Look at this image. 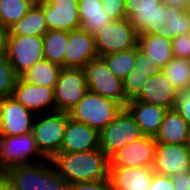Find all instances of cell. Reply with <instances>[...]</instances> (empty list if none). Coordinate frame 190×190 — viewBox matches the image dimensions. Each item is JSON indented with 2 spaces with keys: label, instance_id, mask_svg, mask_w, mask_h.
<instances>
[{
  "label": "cell",
  "instance_id": "1",
  "mask_svg": "<svg viewBox=\"0 0 190 190\" xmlns=\"http://www.w3.org/2000/svg\"><path fill=\"white\" fill-rule=\"evenodd\" d=\"M55 169L68 183L109 179V157L101 150L59 153L52 160Z\"/></svg>",
  "mask_w": 190,
  "mask_h": 190
},
{
  "label": "cell",
  "instance_id": "2",
  "mask_svg": "<svg viewBox=\"0 0 190 190\" xmlns=\"http://www.w3.org/2000/svg\"><path fill=\"white\" fill-rule=\"evenodd\" d=\"M123 108L124 106L117 101L88 91L68 115L71 119L84 123L100 133Z\"/></svg>",
  "mask_w": 190,
  "mask_h": 190
},
{
  "label": "cell",
  "instance_id": "3",
  "mask_svg": "<svg viewBox=\"0 0 190 190\" xmlns=\"http://www.w3.org/2000/svg\"><path fill=\"white\" fill-rule=\"evenodd\" d=\"M68 118V113L61 111L36 114L32 134L40 153L46 159L52 160L60 153Z\"/></svg>",
  "mask_w": 190,
  "mask_h": 190
},
{
  "label": "cell",
  "instance_id": "4",
  "mask_svg": "<svg viewBox=\"0 0 190 190\" xmlns=\"http://www.w3.org/2000/svg\"><path fill=\"white\" fill-rule=\"evenodd\" d=\"M81 69L89 91L126 106L128 100L123 93L122 80L109 70L101 57L92 59Z\"/></svg>",
  "mask_w": 190,
  "mask_h": 190
},
{
  "label": "cell",
  "instance_id": "5",
  "mask_svg": "<svg viewBox=\"0 0 190 190\" xmlns=\"http://www.w3.org/2000/svg\"><path fill=\"white\" fill-rule=\"evenodd\" d=\"M138 35L128 18L110 22L94 34L98 57L136 47Z\"/></svg>",
  "mask_w": 190,
  "mask_h": 190
},
{
  "label": "cell",
  "instance_id": "6",
  "mask_svg": "<svg viewBox=\"0 0 190 190\" xmlns=\"http://www.w3.org/2000/svg\"><path fill=\"white\" fill-rule=\"evenodd\" d=\"M99 148L108 157L118 149L143 136L134 117L124 107L117 117L99 133Z\"/></svg>",
  "mask_w": 190,
  "mask_h": 190
},
{
  "label": "cell",
  "instance_id": "7",
  "mask_svg": "<svg viewBox=\"0 0 190 190\" xmlns=\"http://www.w3.org/2000/svg\"><path fill=\"white\" fill-rule=\"evenodd\" d=\"M43 160L46 158L40 153L32 133L0 137V173L13 166Z\"/></svg>",
  "mask_w": 190,
  "mask_h": 190
},
{
  "label": "cell",
  "instance_id": "8",
  "mask_svg": "<svg viewBox=\"0 0 190 190\" xmlns=\"http://www.w3.org/2000/svg\"><path fill=\"white\" fill-rule=\"evenodd\" d=\"M42 36L8 35L5 56L20 77L44 59Z\"/></svg>",
  "mask_w": 190,
  "mask_h": 190
},
{
  "label": "cell",
  "instance_id": "9",
  "mask_svg": "<svg viewBox=\"0 0 190 190\" xmlns=\"http://www.w3.org/2000/svg\"><path fill=\"white\" fill-rule=\"evenodd\" d=\"M54 91L55 111L68 113L89 91L82 69L62 67Z\"/></svg>",
  "mask_w": 190,
  "mask_h": 190
},
{
  "label": "cell",
  "instance_id": "10",
  "mask_svg": "<svg viewBox=\"0 0 190 190\" xmlns=\"http://www.w3.org/2000/svg\"><path fill=\"white\" fill-rule=\"evenodd\" d=\"M35 116L12 96L0 99V137L32 133Z\"/></svg>",
  "mask_w": 190,
  "mask_h": 190
},
{
  "label": "cell",
  "instance_id": "11",
  "mask_svg": "<svg viewBox=\"0 0 190 190\" xmlns=\"http://www.w3.org/2000/svg\"><path fill=\"white\" fill-rule=\"evenodd\" d=\"M153 136L143 135L109 157L110 167L152 166L156 149Z\"/></svg>",
  "mask_w": 190,
  "mask_h": 190
},
{
  "label": "cell",
  "instance_id": "12",
  "mask_svg": "<svg viewBox=\"0 0 190 190\" xmlns=\"http://www.w3.org/2000/svg\"><path fill=\"white\" fill-rule=\"evenodd\" d=\"M155 173L174 176L190 171V153L185 144L156 142L154 162Z\"/></svg>",
  "mask_w": 190,
  "mask_h": 190
},
{
  "label": "cell",
  "instance_id": "13",
  "mask_svg": "<svg viewBox=\"0 0 190 190\" xmlns=\"http://www.w3.org/2000/svg\"><path fill=\"white\" fill-rule=\"evenodd\" d=\"M12 97L35 114L55 111V91L51 87L28 83L19 77Z\"/></svg>",
  "mask_w": 190,
  "mask_h": 190
},
{
  "label": "cell",
  "instance_id": "14",
  "mask_svg": "<svg viewBox=\"0 0 190 190\" xmlns=\"http://www.w3.org/2000/svg\"><path fill=\"white\" fill-rule=\"evenodd\" d=\"M39 5L44 10L48 30L69 32L80 28L77 0H43Z\"/></svg>",
  "mask_w": 190,
  "mask_h": 190
},
{
  "label": "cell",
  "instance_id": "15",
  "mask_svg": "<svg viewBox=\"0 0 190 190\" xmlns=\"http://www.w3.org/2000/svg\"><path fill=\"white\" fill-rule=\"evenodd\" d=\"M99 132L88 125L67 119L60 153L85 152L99 149Z\"/></svg>",
  "mask_w": 190,
  "mask_h": 190
},
{
  "label": "cell",
  "instance_id": "16",
  "mask_svg": "<svg viewBox=\"0 0 190 190\" xmlns=\"http://www.w3.org/2000/svg\"><path fill=\"white\" fill-rule=\"evenodd\" d=\"M178 91L160 70L152 74L143 86L141 92L134 98L166 109H174Z\"/></svg>",
  "mask_w": 190,
  "mask_h": 190
},
{
  "label": "cell",
  "instance_id": "17",
  "mask_svg": "<svg viewBox=\"0 0 190 190\" xmlns=\"http://www.w3.org/2000/svg\"><path fill=\"white\" fill-rule=\"evenodd\" d=\"M97 57L94 35L81 28L69 31L65 52V67L82 68Z\"/></svg>",
  "mask_w": 190,
  "mask_h": 190
},
{
  "label": "cell",
  "instance_id": "18",
  "mask_svg": "<svg viewBox=\"0 0 190 190\" xmlns=\"http://www.w3.org/2000/svg\"><path fill=\"white\" fill-rule=\"evenodd\" d=\"M152 166L110 167L112 190H149L154 175Z\"/></svg>",
  "mask_w": 190,
  "mask_h": 190
},
{
  "label": "cell",
  "instance_id": "19",
  "mask_svg": "<svg viewBox=\"0 0 190 190\" xmlns=\"http://www.w3.org/2000/svg\"><path fill=\"white\" fill-rule=\"evenodd\" d=\"M125 16L139 34H155V17L162 0H124Z\"/></svg>",
  "mask_w": 190,
  "mask_h": 190
},
{
  "label": "cell",
  "instance_id": "20",
  "mask_svg": "<svg viewBox=\"0 0 190 190\" xmlns=\"http://www.w3.org/2000/svg\"><path fill=\"white\" fill-rule=\"evenodd\" d=\"M190 13L178 8L164 5L158 9L155 17V34L172 40L174 37L188 34Z\"/></svg>",
  "mask_w": 190,
  "mask_h": 190
},
{
  "label": "cell",
  "instance_id": "21",
  "mask_svg": "<svg viewBox=\"0 0 190 190\" xmlns=\"http://www.w3.org/2000/svg\"><path fill=\"white\" fill-rule=\"evenodd\" d=\"M125 108L134 117L142 134L153 137L159 132L164 116L168 111L164 107L134 99L129 100Z\"/></svg>",
  "mask_w": 190,
  "mask_h": 190
},
{
  "label": "cell",
  "instance_id": "22",
  "mask_svg": "<svg viewBox=\"0 0 190 190\" xmlns=\"http://www.w3.org/2000/svg\"><path fill=\"white\" fill-rule=\"evenodd\" d=\"M4 174L16 190H43V161L13 166Z\"/></svg>",
  "mask_w": 190,
  "mask_h": 190
},
{
  "label": "cell",
  "instance_id": "23",
  "mask_svg": "<svg viewBox=\"0 0 190 190\" xmlns=\"http://www.w3.org/2000/svg\"><path fill=\"white\" fill-rule=\"evenodd\" d=\"M137 46L141 52L150 56L154 67L159 70L173 59L171 40L159 34H139Z\"/></svg>",
  "mask_w": 190,
  "mask_h": 190
},
{
  "label": "cell",
  "instance_id": "24",
  "mask_svg": "<svg viewBox=\"0 0 190 190\" xmlns=\"http://www.w3.org/2000/svg\"><path fill=\"white\" fill-rule=\"evenodd\" d=\"M189 126L175 109H169L162 121L155 140L166 144H185Z\"/></svg>",
  "mask_w": 190,
  "mask_h": 190
},
{
  "label": "cell",
  "instance_id": "25",
  "mask_svg": "<svg viewBox=\"0 0 190 190\" xmlns=\"http://www.w3.org/2000/svg\"><path fill=\"white\" fill-rule=\"evenodd\" d=\"M77 8L81 23L80 28L91 35H94L99 29L113 21L103 11L102 0L78 1Z\"/></svg>",
  "mask_w": 190,
  "mask_h": 190
},
{
  "label": "cell",
  "instance_id": "26",
  "mask_svg": "<svg viewBox=\"0 0 190 190\" xmlns=\"http://www.w3.org/2000/svg\"><path fill=\"white\" fill-rule=\"evenodd\" d=\"M48 31L43 8L33 5L28 13L9 28L8 35L43 36Z\"/></svg>",
  "mask_w": 190,
  "mask_h": 190
},
{
  "label": "cell",
  "instance_id": "27",
  "mask_svg": "<svg viewBox=\"0 0 190 190\" xmlns=\"http://www.w3.org/2000/svg\"><path fill=\"white\" fill-rule=\"evenodd\" d=\"M42 37L44 59L61 67H65V52L69 39V32L48 30Z\"/></svg>",
  "mask_w": 190,
  "mask_h": 190
},
{
  "label": "cell",
  "instance_id": "28",
  "mask_svg": "<svg viewBox=\"0 0 190 190\" xmlns=\"http://www.w3.org/2000/svg\"><path fill=\"white\" fill-rule=\"evenodd\" d=\"M61 68L55 63L42 59L22 74L20 78L28 83L55 88Z\"/></svg>",
  "mask_w": 190,
  "mask_h": 190
},
{
  "label": "cell",
  "instance_id": "29",
  "mask_svg": "<svg viewBox=\"0 0 190 190\" xmlns=\"http://www.w3.org/2000/svg\"><path fill=\"white\" fill-rule=\"evenodd\" d=\"M137 56V46L120 52L109 53L101 56L109 70L120 80L134 69Z\"/></svg>",
  "mask_w": 190,
  "mask_h": 190
},
{
  "label": "cell",
  "instance_id": "30",
  "mask_svg": "<svg viewBox=\"0 0 190 190\" xmlns=\"http://www.w3.org/2000/svg\"><path fill=\"white\" fill-rule=\"evenodd\" d=\"M161 71L177 91L188 88L190 60L173 57Z\"/></svg>",
  "mask_w": 190,
  "mask_h": 190
},
{
  "label": "cell",
  "instance_id": "31",
  "mask_svg": "<svg viewBox=\"0 0 190 190\" xmlns=\"http://www.w3.org/2000/svg\"><path fill=\"white\" fill-rule=\"evenodd\" d=\"M32 6L26 0H0V25L9 29L24 17Z\"/></svg>",
  "mask_w": 190,
  "mask_h": 190
},
{
  "label": "cell",
  "instance_id": "32",
  "mask_svg": "<svg viewBox=\"0 0 190 190\" xmlns=\"http://www.w3.org/2000/svg\"><path fill=\"white\" fill-rule=\"evenodd\" d=\"M19 76L7 57L0 56V99L12 96Z\"/></svg>",
  "mask_w": 190,
  "mask_h": 190
},
{
  "label": "cell",
  "instance_id": "33",
  "mask_svg": "<svg viewBox=\"0 0 190 190\" xmlns=\"http://www.w3.org/2000/svg\"><path fill=\"white\" fill-rule=\"evenodd\" d=\"M69 185L51 160H43V190H69Z\"/></svg>",
  "mask_w": 190,
  "mask_h": 190
},
{
  "label": "cell",
  "instance_id": "34",
  "mask_svg": "<svg viewBox=\"0 0 190 190\" xmlns=\"http://www.w3.org/2000/svg\"><path fill=\"white\" fill-rule=\"evenodd\" d=\"M154 73H141L130 71L122 80L123 93L129 101L134 99L142 90L149 77Z\"/></svg>",
  "mask_w": 190,
  "mask_h": 190
},
{
  "label": "cell",
  "instance_id": "35",
  "mask_svg": "<svg viewBox=\"0 0 190 190\" xmlns=\"http://www.w3.org/2000/svg\"><path fill=\"white\" fill-rule=\"evenodd\" d=\"M173 57L190 60V37L182 34L171 40Z\"/></svg>",
  "mask_w": 190,
  "mask_h": 190
},
{
  "label": "cell",
  "instance_id": "36",
  "mask_svg": "<svg viewBox=\"0 0 190 190\" xmlns=\"http://www.w3.org/2000/svg\"><path fill=\"white\" fill-rule=\"evenodd\" d=\"M190 127V89L178 91L177 102L174 108Z\"/></svg>",
  "mask_w": 190,
  "mask_h": 190
},
{
  "label": "cell",
  "instance_id": "37",
  "mask_svg": "<svg viewBox=\"0 0 190 190\" xmlns=\"http://www.w3.org/2000/svg\"><path fill=\"white\" fill-rule=\"evenodd\" d=\"M102 8L113 21L126 18L124 0H102Z\"/></svg>",
  "mask_w": 190,
  "mask_h": 190
},
{
  "label": "cell",
  "instance_id": "38",
  "mask_svg": "<svg viewBox=\"0 0 190 190\" xmlns=\"http://www.w3.org/2000/svg\"><path fill=\"white\" fill-rule=\"evenodd\" d=\"M160 71L158 67H154V63L150 59V56L141 52L137 46V56L134 62V69L132 72L141 73H156Z\"/></svg>",
  "mask_w": 190,
  "mask_h": 190
},
{
  "label": "cell",
  "instance_id": "39",
  "mask_svg": "<svg viewBox=\"0 0 190 190\" xmlns=\"http://www.w3.org/2000/svg\"><path fill=\"white\" fill-rule=\"evenodd\" d=\"M69 190H112V185L109 179L82 181L71 183Z\"/></svg>",
  "mask_w": 190,
  "mask_h": 190
},
{
  "label": "cell",
  "instance_id": "40",
  "mask_svg": "<svg viewBox=\"0 0 190 190\" xmlns=\"http://www.w3.org/2000/svg\"><path fill=\"white\" fill-rule=\"evenodd\" d=\"M149 190H174L170 176L154 173Z\"/></svg>",
  "mask_w": 190,
  "mask_h": 190
},
{
  "label": "cell",
  "instance_id": "41",
  "mask_svg": "<svg viewBox=\"0 0 190 190\" xmlns=\"http://www.w3.org/2000/svg\"><path fill=\"white\" fill-rule=\"evenodd\" d=\"M174 190H190V171L170 176Z\"/></svg>",
  "mask_w": 190,
  "mask_h": 190
},
{
  "label": "cell",
  "instance_id": "42",
  "mask_svg": "<svg viewBox=\"0 0 190 190\" xmlns=\"http://www.w3.org/2000/svg\"><path fill=\"white\" fill-rule=\"evenodd\" d=\"M9 29L0 25V56H4L7 50Z\"/></svg>",
  "mask_w": 190,
  "mask_h": 190
},
{
  "label": "cell",
  "instance_id": "43",
  "mask_svg": "<svg viewBox=\"0 0 190 190\" xmlns=\"http://www.w3.org/2000/svg\"><path fill=\"white\" fill-rule=\"evenodd\" d=\"M164 5L172 6L187 11L189 0H162Z\"/></svg>",
  "mask_w": 190,
  "mask_h": 190
},
{
  "label": "cell",
  "instance_id": "44",
  "mask_svg": "<svg viewBox=\"0 0 190 190\" xmlns=\"http://www.w3.org/2000/svg\"><path fill=\"white\" fill-rule=\"evenodd\" d=\"M0 190H16L4 173H0Z\"/></svg>",
  "mask_w": 190,
  "mask_h": 190
},
{
  "label": "cell",
  "instance_id": "45",
  "mask_svg": "<svg viewBox=\"0 0 190 190\" xmlns=\"http://www.w3.org/2000/svg\"><path fill=\"white\" fill-rule=\"evenodd\" d=\"M185 145H186L188 152L190 153V127H189V133H188Z\"/></svg>",
  "mask_w": 190,
  "mask_h": 190
},
{
  "label": "cell",
  "instance_id": "46",
  "mask_svg": "<svg viewBox=\"0 0 190 190\" xmlns=\"http://www.w3.org/2000/svg\"><path fill=\"white\" fill-rule=\"evenodd\" d=\"M26 1L30 2L32 5H38L43 0H26Z\"/></svg>",
  "mask_w": 190,
  "mask_h": 190
},
{
  "label": "cell",
  "instance_id": "47",
  "mask_svg": "<svg viewBox=\"0 0 190 190\" xmlns=\"http://www.w3.org/2000/svg\"><path fill=\"white\" fill-rule=\"evenodd\" d=\"M187 12L190 13V0H189V4H188V8H187Z\"/></svg>",
  "mask_w": 190,
  "mask_h": 190
}]
</instances>
